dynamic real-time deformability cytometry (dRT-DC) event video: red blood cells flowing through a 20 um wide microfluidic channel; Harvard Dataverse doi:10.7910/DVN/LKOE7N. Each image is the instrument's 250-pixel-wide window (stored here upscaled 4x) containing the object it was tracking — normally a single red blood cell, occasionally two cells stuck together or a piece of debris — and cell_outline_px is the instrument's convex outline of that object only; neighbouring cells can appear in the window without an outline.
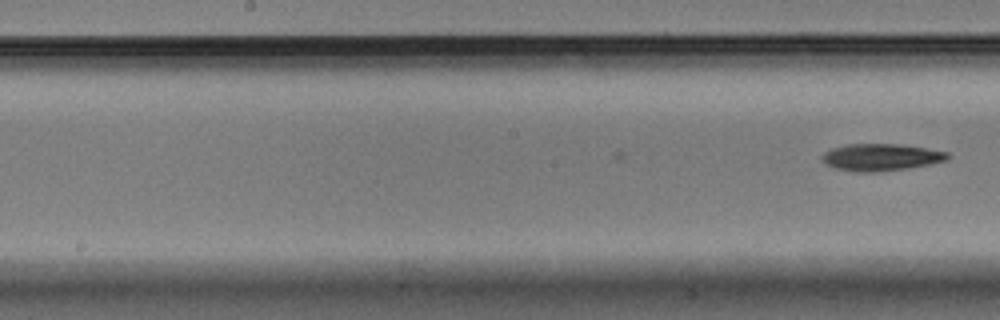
{"species": "Egyptian fruit bat (a non-hibernating species)", "species_latin": "Rousettus aegyptiacus", "temperature_condition": "warm", "stored_images_in_passage": 7, "camera_frame_rate_fps": 3000, "um_per_image_px": 0.085, "animal": {"sex": "male"}, "frame": {"image": 1, "passage_image": 7, "time_ms": 2.0, "image_size_px": [1000, 320], "cell_outline_px": [[952, 156], [948, 160], [908, 168], [876, 172], [856, 172], [836, 168], [824, 164], [820, 160], [820, 156], [824, 152], [832, 148], [848, 144], [896, 144], [924, 148], [948, 152]], "centroid_in_image_um": [74.84, 13.37], "position_along_channel_um": 173.4, "area_um2": 19.83}}